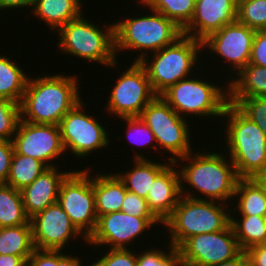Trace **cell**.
<instances>
[{
  "mask_svg": "<svg viewBox=\"0 0 266 266\" xmlns=\"http://www.w3.org/2000/svg\"><path fill=\"white\" fill-rule=\"evenodd\" d=\"M134 167L124 173H116L127 191L146 199L148 190L156 177L171 163H156L139 153L134 155Z\"/></svg>",
  "mask_w": 266,
  "mask_h": 266,
  "instance_id": "cell-22",
  "label": "cell"
},
{
  "mask_svg": "<svg viewBox=\"0 0 266 266\" xmlns=\"http://www.w3.org/2000/svg\"><path fill=\"white\" fill-rule=\"evenodd\" d=\"M256 30L235 21L210 34L202 41V49L220 55L232 64L231 71L236 75L250 61L252 44ZM236 71V72H235Z\"/></svg>",
  "mask_w": 266,
  "mask_h": 266,
  "instance_id": "cell-16",
  "label": "cell"
},
{
  "mask_svg": "<svg viewBox=\"0 0 266 266\" xmlns=\"http://www.w3.org/2000/svg\"><path fill=\"white\" fill-rule=\"evenodd\" d=\"M121 211L136 217H155L148 209L146 199L129 191L126 192Z\"/></svg>",
  "mask_w": 266,
  "mask_h": 266,
  "instance_id": "cell-38",
  "label": "cell"
},
{
  "mask_svg": "<svg viewBox=\"0 0 266 266\" xmlns=\"http://www.w3.org/2000/svg\"><path fill=\"white\" fill-rule=\"evenodd\" d=\"M22 266H30V264L28 261H26Z\"/></svg>",
  "mask_w": 266,
  "mask_h": 266,
  "instance_id": "cell-49",
  "label": "cell"
},
{
  "mask_svg": "<svg viewBox=\"0 0 266 266\" xmlns=\"http://www.w3.org/2000/svg\"><path fill=\"white\" fill-rule=\"evenodd\" d=\"M121 119H124V122L128 125L126 133L130 141L138 145H145V147L147 145L149 147L150 143H156L153 132L141 117H126Z\"/></svg>",
  "mask_w": 266,
  "mask_h": 266,
  "instance_id": "cell-36",
  "label": "cell"
},
{
  "mask_svg": "<svg viewBox=\"0 0 266 266\" xmlns=\"http://www.w3.org/2000/svg\"><path fill=\"white\" fill-rule=\"evenodd\" d=\"M31 225L26 215L21 190L0 183V228Z\"/></svg>",
  "mask_w": 266,
  "mask_h": 266,
  "instance_id": "cell-26",
  "label": "cell"
},
{
  "mask_svg": "<svg viewBox=\"0 0 266 266\" xmlns=\"http://www.w3.org/2000/svg\"><path fill=\"white\" fill-rule=\"evenodd\" d=\"M212 266H249V260L246 252L241 251L233 259Z\"/></svg>",
  "mask_w": 266,
  "mask_h": 266,
  "instance_id": "cell-45",
  "label": "cell"
},
{
  "mask_svg": "<svg viewBox=\"0 0 266 266\" xmlns=\"http://www.w3.org/2000/svg\"><path fill=\"white\" fill-rule=\"evenodd\" d=\"M249 63L266 67V30H256Z\"/></svg>",
  "mask_w": 266,
  "mask_h": 266,
  "instance_id": "cell-39",
  "label": "cell"
},
{
  "mask_svg": "<svg viewBox=\"0 0 266 266\" xmlns=\"http://www.w3.org/2000/svg\"><path fill=\"white\" fill-rule=\"evenodd\" d=\"M81 5L80 0H34L32 11L56 32L82 15Z\"/></svg>",
  "mask_w": 266,
  "mask_h": 266,
  "instance_id": "cell-23",
  "label": "cell"
},
{
  "mask_svg": "<svg viewBox=\"0 0 266 266\" xmlns=\"http://www.w3.org/2000/svg\"><path fill=\"white\" fill-rule=\"evenodd\" d=\"M156 217H136L119 212H111L97 218V224L86 240L87 244L111 246L109 249H128L127 244L151 226H158Z\"/></svg>",
  "mask_w": 266,
  "mask_h": 266,
  "instance_id": "cell-15",
  "label": "cell"
},
{
  "mask_svg": "<svg viewBox=\"0 0 266 266\" xmlns=\"http://www.w3.org/2000/svg\"><path fill=\"white\" fill-rule=\"evenodd\" d=\"M244 116L256 123L266 136V96L228 99Z\"/></svg>",
  "mask_w": 266,
  "mask_h": 266,
  "instance_id": "cell-33",
  "label": "cell"
},
{
  "mask_svg": "<svg viewBox=\"0 0 266 266\" xmlns=\"http://www.w3.org/2000/svg\"><path fill=\"white\" fill-rule=\"evenodd\" d=\"M234 198L239 215L266 216V187L258 178H240Z\"/></svg>",
  "mask_w": 266,
  "mask_h": 266,
  "instance_id": "cell-25",
  "label": "cell"
},
{
  "mask_svg": "<svg viewBox=\"0 0 266 266\" xmlns=\"http://www.w3.org/2000/svg\"><path fill=\"white\" fill-rule=\"evenodd\" d=\"M196 0H148L144 6L173 20L184 29L192 20Z\"/></svg>",
  "mask_w": 266,
  "mask_h": 266,
  "instance_id": "cell-31",
  "label": "cell"
},
{
  "mask_svg": "<svg viewBox=\"0 0 266 266\" xmlns=\"http://www.w3.org/2000/svg\"><path fill=\"white\" fill-rule=\"evenodd\" d=\"M128 249H110L91 266H137V254Z\"/></svg>",
  "mask_w": 266,
  "mask_h": 266,
  "instance_id": "cell-37",
  "label": "cell"
},
{
  "mask_svg": "<svg viewBox=\"0 0 266 266\" xmlns=\"http://www.w3.org/2000/svg\"><path fill=\"white\" fill-rule=\"evenodd\" d=\"M178 250L183 266H212L231 260L241 252L231 224L221 231L191 236Z\"/></svg>",
  "mask_w": 266,
  "mask_h": 266,
  "instance_id": "cell-13",
  "label": "cell"
},
{
  "mask_svg": "<svg viewBox=\"0 0 266 266\" xmlns=\"http://www.w3.org/2000/svg\"><path fill=\"white\" fill-rule=\"evenodd\" d=\"M30 223L34 249L63 250L70 237L82 236L57 202L35 214Z\"/></svg>",
  "mask_w": 266,
  "mask_h": 266,
  "instance_id": "cell-17",
  "label": "cell"
},
{
  "mask_svg": "<svg viewBox=\"0 0 266 266\" xmlns=\"http://www.w3.org/2000/svg\"><path fill=\"white\" fill-rule=\"evenodd\" d=\"M81 264L80 258L65 255L62 250H57V266H83Z\"/></svg>",
  "mask_w": 266,
  "mask_h": 266,
  "instance_id": "cell-43",
  "label": "cell"
},
{
  "mask_svg": "<svg viewBox=\"0 0 266 266\" xmlns=\"http://www.w3.org/2000/svg\"><path fill=\"white\" fill-rule=\"evenodd\" d=\"M166 253L160 249H152L137 254V266H183L181 254L178 248L172 247L170 244ZM148 250V251H147Z\"/></svg>",
  "mask_w": 266,
  "mask_h": 266,
  "instance_id": "cell-35",
  "label": "cell"
},
{
  "mask_svg": "<svg viewBox=\"0 0 266 266\" xmlns=\"http://www.w3.org/2000/svg\"><path fill=\"white\" fill-rule=\"evenodd\" d=\"M12 142L17 154L30 156L47 167H55L52 160L66 152L59 125L54 124H33L20 119Z\"/></svg>",
  "mask_w": 266,
  "mask_h": 266,
  "instance_id": "cell-14",
  "label": "cell"
},
{
  "mask_svg": "<svg viewBox=\"0 0 266 266\" xmlns=\"http://www.w3.org/2000/svg\"><path fill=\"white\" fill-rule=\"evenodd\" d=\"M48 167L30 185L21 190L24 210L29 218L57 202L62 181L70 173Z\"/></svg>",
  "mask_w": 266,
  "mask_h": 266,
  "instance_id": "cell-20",
  "label": "cell"
},
{
  "mask_svg": "<svg viewBox=\"0 0 266 266\" xmlns=\"http://www.w3.org/2000/svg\"><path fill=\"white\" fill-rule=\"evenodd\" d=\"M235 21L237 0H196L192 20L183 29V34L203 41Z\"/></svg>",
  "mask_w": 266,
  "mask_h": 266,
  "instance_id": "cell-18",
  "label": "cell"
},
{
  "mask_svg": "<svg viewBox=\"0 0 266 266\" xmlns=\"http://www.w3.org/2000/svg\"><path fill=\"white\" fill-rule=\"evenodd\" d=\"M140 117L159 144H152L153 149L163 147L161 150L164 149L173 155L168 159L170 162H175L192 152L188 121L177 114L161 96H156L149 102Z\"/></svg>",
  "mask_w": 266,
  "mask_h": 266,
  "instance_id": "cell-9",
  "label": "cell"
},
{
  "mask_svg": "<svg viewBox=\"0 0 266 266\" xmlns=\"http://www.w3.org/2000/svg\"><path fill=\"white\" fill-rule=\"evenodd\" d=\"M240 220L231 216V225L241 251L266 244V216L239 215Z\"/></svg>",
  "mask_w": 266,
  "mask_h": 266,
  "instance_id": "cell-27",
  "label": "cell"
},
{
  "mask_svg": "<svg viewBox=\"0 0 266 266\" xmlns=\"http://www.w3.org/2000/svg\"><path fill=\"white\" fill-rule=\"evenodd\" d=\"M182 35L183 29L173 20L152 10L151 15L128 17L114 23L115 54L124 49L140 50L141 55L135 58V62H139L147 57L146 50L150 52L161 50Z\"/></svg>",
  "mask_w": 266,
  "mask_h": 266,
  "instance_id": "cell-5",
  "label": "cell"
},
{
  "mask_svg": "<svg viewBox=\"0 0 266 266\" xmlns=\"http://www.w3.org/2000/svg\"><path fill=\"white\" fill-rule=\"evenodd\" d=\"M29 76L24 74L18 63L0 55V98L20 104Z\"/></svg>",
  "mask_w": 266,
  "mask_h": 266,
  "instance_id": "cell-28",
  "label": "cell"
},
{
  "mask_svg": "<svg viewBox=\"0 0 266 266\" xmlns=\"http://www.w3.org/2000/svg\"><path fill=\"white\" fill-rule=\"evenodd\" d=\"M13 153V142L8 140H0V183L7 182Z\"/></svg>",
  "mask_w": 266,
  "mask_h": 266,
  "instance_id": "cell-40",
  "label": "cell"
},
{
  "mask_svg": "<svg viewBox=\"0 0 266 266\" xmlns=\"http://www.w3.org/2000/svg\"><path fill=\"white\" fill-rule=\"evenodd\" d=\"M20 119V104L0 98V140H13Z\"/></svg>",
  "mask_w": 266,
  "mask_h": 266,
  "instance_id": "cell-34",
  "label": "cell"
},
{
  "mask_svg": "<svg viewBox=\"0 0 266 266\" xmlns=\"http://www.w3.org/2000/svg\"><path fill=\"white\" fill-rule=\"evenodd\" d=\"M33 250L31 225L0 228V254L21 256L28 261Z\"/></svg>",
  "mask_w": 266,
  "mask_h": 266,
  "instance_id": "cell-29",
  "label": "cell"
},
{
  "mask_svg": "<svg viewBox=\"0 0 266 266\" xmlns=\"http://www.w3.org/2000/svg\"><path fill=\"white\" fill-rule=\"evenodd\" d=\"M258 179L265 185L266 187V170L258 177Z\"/></svg>",
  "mask_w": 266,
  "mask_h": 266,
  "instance_id": "cell-47",
  "label": "cell"
},
{
  "mask_svg": "<svg viewBox=\"0 0 266 266\" xmlns=\"http://www.w3.org/2000/svg\"><path fill=\"white\" fill-rule=\"evenodd\" d=\"M196 78H185L170 86L160 96L181 117L185 114L196 116L222 117L228 104V90L214 83Z\"/></svg>",
  "mask_w": 266,
  "mask_h": 266,
  "instance_id": "cell-8",
  "label": "cell"
},
{
  "mask_svg": "<svg viewBox=\"0 0 266 266\" xmlns=\"http://www.w3.org/2000/svg\"><path fill=\"white\" fill-rule=\"evenodd\" d=\"M82 14L58 30L60 51L88 61L115 67L114 24L103 31Z\"/></svg>",
  "mask_w": 266,
  "mask_h": 266,
  "instance_id": "cell-7",
  "label": "cell"
},
{
  "mask_svg": "<svg viewBox=\"0 0 266 266\" xmlns=\"http://www.w3.org/2000/svg\"><path fill=\"white\" fill-rule=\"evenodd\" d=\"M174 165L177 168L171 162L156 177L146 197L148 209L161 225L172 215L182 196L179 169H174Z\"/></svg>",
  "mask_w": 266,
  "mask_h": 266,
  "instance_id": "cell-19",
  "label": "cell"
},
{
  "mask_svg": "<svg viewBox=\"0 0 266 266\" xmlns=\"http://www.w3.org/2000/svg\"><path fill=\"white\" fill-rule=\"evenodd\" d=\"M147 1H148V0H140V1L138 0V2H141V5H142V4L144 5Z\"/></svg>",
  "mask_w": 266,
  "mask_h": 266,
  "instance_id": "cell-48",
  "label": "cell"
},
{
  "mask_svg": "<svg viewBox=\"0 0 266 266\" xmlns=\"http://www.w3.org/2000/svg\"><path fill=\"white\" fill-rule=\"evenodd\" d=\"M227 118V154L240 178H258L266 170V136L261 128L228 103L222 118Z\"/></svg>",
  "mask_w": 266,
  "mask_h": 266,
  "instance_id": "cell-4",
  "label": "cell"
},
{
  "mask_svg": "<svg viewBox=\"0 0 266 266\" xmlns=\"http://www.w3.org/2000/svg\"><path fill=\"white\" fill-rule=\"evenodd\" d=\"M25 262L21 256L0 254V266H22Z\"/></svg>",
  "mask_w": 266,
  "mask_h": 266,
  "instance_id": "cell-46",
  "label": "cell"
},
{
  "mask_svg": "<svg viewBox=\"0 0 266 266\" xmlns=\"http://www.w3.org/2000/svg\"><path fill=\"white\" fill-rule=\"evenodd\" d=\"M227 84L228 99L266 96V67L248 63Z\"/></svg>",
  "mask_w": 266,
  "mask_h": 266,
  "instance_id": "cell-24",
  "label": "cell"
},
{
  "mask_svg": "<svg viewBox=\"0 0 266 266\" xmlns=\"http://www.w3.org/2000/svg\"><path fill=\"white\" fill-rule=\"evenodd\" d=\"M181 184V198L172 215L163 223L170 234V245L178 248L186 239L226 229L231 224L227 204L195 197ZM183 189L185 191H183Z\"/></svg>",
  "mask_w": 266,
  "mask_h": 266,
  "instance_id": "cell-2",
  "label": "cell"
},
{
  "mask_svg": "<svg viewBox=\"0 0 266 266\" xmlns=\"http://www.w3.org/2000/svg\"><path fill=\"white\" fill-rule=\"evenodd\" d=\"M89 173L90 169L70 171L60 185L57 198V203L68 214L84 240L90 237L97 224L93 179Z\"/></svg>",
  "mask_w": 266,
  "mask_h": 266,
  "instance_id": "cell-10",
  "label": "cell"
},
{
  "mask_svg": "<svg viewBox=\"0 0 266 266\" xmlns=\"http://www.w3.org/2000/svg\"><path fill=\"white\" fill-rule=\"evenodd\" d=\"M245 252L249 266H266V244L252 246Z\"/></svg>",
  "mask_w": 266,
  "mask_h": 266,
  "instance_id": "cell-42",
  "label": "cell"
},
{
  "mask_svg": "<svg viewBox=\"0 0 266 266\" xmlns=\"http://www.w3.org/2000/svg\"><path fill=\"white\" fill-rule=\"evenodd\" d=\"M120 75L105 108L118 118L140 117L143 109L157 96L146 70L139 62L133 61Z\"/></svg>",
  "mask_w": 266,
  "mask_h": 266,
  "instance_id": "cell-11",
  "label": "cell"
},
{
  "mask_svg": "<svg viewBox=\"0 0 266 266\" xmlns=\"http://www.w3.org/2000/svg\"><path fill=\"white\" fill-rule=\"evenodd\" d=\"M95 212L99 216L121 211L127 189L116 174L93 176Z\"/></svg>",
  "mask_w": 266,
  "mask_h": 266,
  "instance_id": "cell-21",
  "label": "cell"
},
{
  "mask_svg": "<svg viewBox=\"0 0 266 266\" xmlns=\"http://www.w3.org/2000/svg\"><path fill=\"white\" fill-rule=\"evenodd\" d=\"M48 167L41 161L30 156L17 154L15 151L11 159L10 173L5 184L17 190L30 185Z\"/></svg>",
  "mask_w": 266,
  "mask_h": 266,
  "instance_id": "cell-30",
  "label": "cell"
},
{
  "mask_svg": "<svg viewBox=\"0 0 266 266\" xmlns=\"http://www.w3.org/2000/svg\"><path fill=\"white\" fill-rule=\"evenodd\" d=\"M200 48L202 50V41L183 34L171 45L153 52L150 62L146 57L139 61L157 96L192 74L191 71L200 58Z\"/></svg>",
  "mask_w": 266,
  "mask_h": 266,
  "instance_id": "cell-6",
  "label": "cell"
},
{
  "mask_svg": "<svg viewBox=\"0 0 266 266\" xmlns=\"http://www.w3.org/2000/svg\"><path fill=\"white\" fill-rule=\"evenodd\" d=\"M43 76L28 78L20 103L21 120L59 125L63 116L81 101L79 79L59 73Z\"/></svg>",
  "mask_w": 266,
  "mask_h": 266,
  "instance_id": "cell-1",
  "label": "cell"
},
{
  "mask_svg": "<svg viewBox=\"0 0 266 266\" xmlns=\"http://www.w3.org/2000/svg\"><path fill=\"white\" fill-rule=\"evenodd\" d=\"M222 153H194L193 151L186 156L175 161L176 164L181 160L184 163L178 169L180 182L188 184L197 192L205 195L206 200L227 203L233 200L237 183L240 177L232 161L222 156ZM194 156V157H193ZM183 161V162H182ZM228 200V201H226Z\"/></svg>",
  "mask_w": 266,
  "mask_h": 266,
  "instance_id": "cell-3",
  "label": "cell"
},
{
  "mask_svg": "<svg viewBox=\"0 0 266 266\" xmlns=\"http://www.w3.org/2000/svg\"><path fill=\"white\" fill-rule=\"evenodd\" d=\"M82 100L69 110L59 123L65 151H72L76 157H86L109 146L108 131L95 117L84 113Z\"/></svg>",
  "mask_w": 266,
  "mask_h": 266,
  "instance_id": "cell-12",
  "label": "cell"
},
{
  "mask_svg": "<svg viewBox=\"0 0 266 266\" xmlns=\"http://www.w3.org/2000/svg\"><path fill=\"white\" fill-rule=\"evenodd\" d=\"M28 262L30 266H57V250L34 249Z\"/></svg>",
  "mask_w": 266,
  "mask_h": 266,
  "instance_id": "cell-41",
  "label": "cell"
},
{
  "mask_svg": "<svg viewBox=\"0 0 266 266\" xmlns=\"http://www.w3.org/2000/svg\"><path fill=\"white\" fill-rule=\"evenodd\" d=\"M237 21L254 30H266V0H237Z\"/></svg>",
  "mask_w": 266,
  "mask_h": 266,
  "instance_id": "cell-32",
  "label": "cell"
},
{
  "mask_svg": "<svg viewBox=\"0 0 266 266\" xmlns=\"http://www.w3.org/2000/svg\"><path fill=\"white\" fill-rule=\"evenodd\" d=\"M33 1L34 0H0V11L1 9L6 10L7 8L9 9H14L21 8V7H32L33 6Z\"/></svg>",
  "mask_w": 266,
  "mask_h": 266,
  "instance_id": "cell-44",
  "label": "cell"
}]
</instances>
